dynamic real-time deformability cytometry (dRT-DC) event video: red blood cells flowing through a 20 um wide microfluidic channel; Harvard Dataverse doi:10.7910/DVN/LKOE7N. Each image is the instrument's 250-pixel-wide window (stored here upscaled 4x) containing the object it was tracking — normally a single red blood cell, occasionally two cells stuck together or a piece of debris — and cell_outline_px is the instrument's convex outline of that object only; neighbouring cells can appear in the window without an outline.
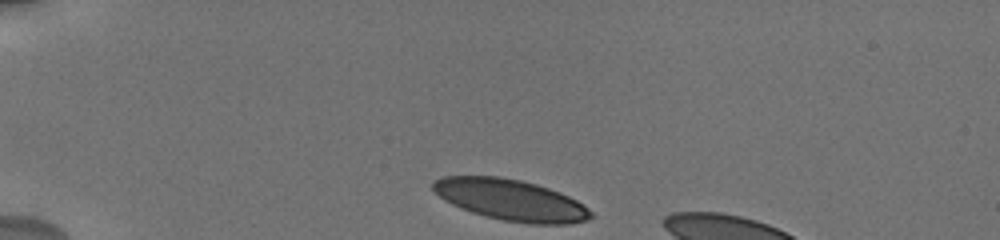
{"species": "human", "species_latin": "Homo sapiens", "temperature_condition": "cold", "stored_images_in_passage": 39, "camera_frame_rate_fps": 3000, "um_per_image_px": 0.085, "donor": {"sex": "male"}, "frame": {"image": 1, "passage_image": 1, "time_ms": 0.0, "image_size_px": [1000, 240], "cell_outline_px": [[592, 216], [588, 220], [572, 224], [528, 224], [504, 220], [484, 216], [460, 208], [444, 200], [432, 188], [432, 180], [444, 176], [500, 176], [520, 180], [536, 184], [560, 192], [584, 204], [592, 212]], "centroid_in_image_um": [43.42, 17.0], "position_along_channel_um": 41.6, "area_um2": 37.97}}
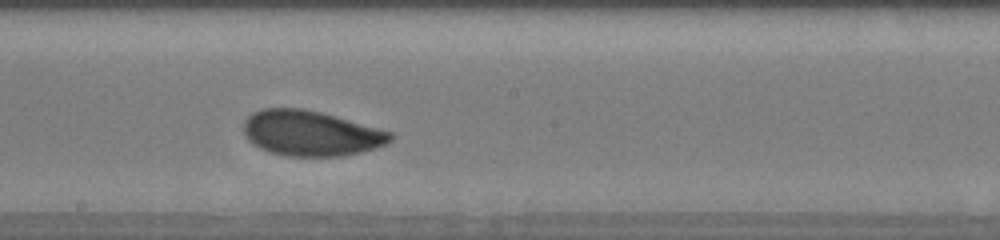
{"frame": {"image": 2, "passage_image": 25, "time_ms": 6.333, "image_size_px": [1000, 240], "cell_outline_px": [[396, 136], [392, 140], [376, 148], [360, 152], [340, 156], [288, 156], [268, 152], [252, 144], [244, 136], [244, 120], [252, 112], [264, 108], [304, 108], [320, 112], [392, 132]], "centroid_in_image_um": [26.39, 11.33], "position_along_channel_um": 221.8, "area_um2": 38.78}}
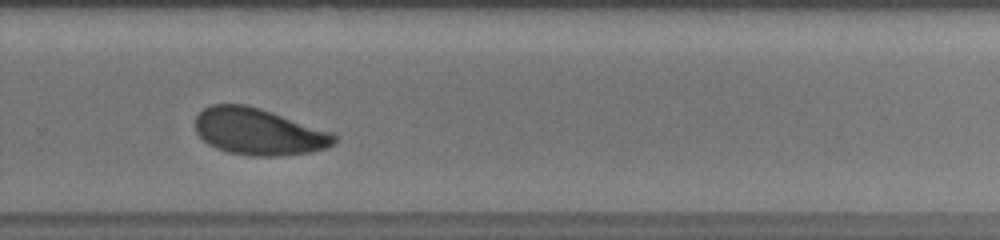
{"frame": {"image": 3, "passage_image": 33, "time_ms": 8.667, "image_size_px": [1000, 240], "cell_outline_px": [[336, 144], [328, 148], [312, 152], [280, 156], [248, 156], [228, 152], [216, 148], [208, 144], [196, 132], [196, 116], [204, 108], [212, 104], [244, 104], [260, 108], [332, 132], [336, 136]], "centroid_in_image_um": [22.0, 11.2], "position_along_channel_um": 307.8, "area_um2": 37.92}}